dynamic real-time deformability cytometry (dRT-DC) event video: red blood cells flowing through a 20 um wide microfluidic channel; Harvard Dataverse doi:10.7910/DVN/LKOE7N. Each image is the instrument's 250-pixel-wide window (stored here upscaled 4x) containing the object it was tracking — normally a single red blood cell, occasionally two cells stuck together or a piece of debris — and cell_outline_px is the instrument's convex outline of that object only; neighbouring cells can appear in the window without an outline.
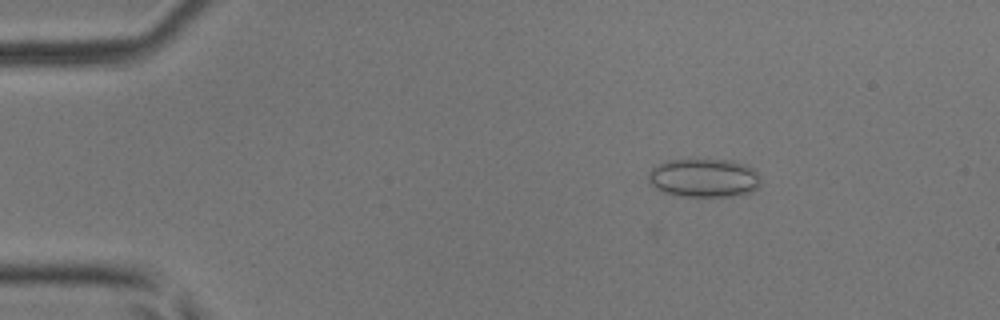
{"species": "common noctule bat (a hibernating species)", "species_latin": "Nyctalus noctula", "temperature_condition": "room temperature", "stored_images_in_passage": 43, "camera_frame_rate_fps": 3000, "um_per_image_px": 0.085, "animal": {"sex": "male", "body_mass_g": 17.9, "forearm_length_mm": 54.2}, "frame": {"image": 1, "passage_image": 1, "time_ms": 0.0, "image_size_px": [1000, 320], "cell_outline_px": [[760, 184], [752, 192], [732, 196], [676, 196], [664, 192], [656, 188], [648, 180], [648, 172], [656, 164], [668, 160], [732, 160], [744, 164], [752, 168], [756, 172], [760, 180]], "centroid_in_image_um": [59.81, 15.12], "position_along_channel_um": 25.2, "area_um2": 25.26}}
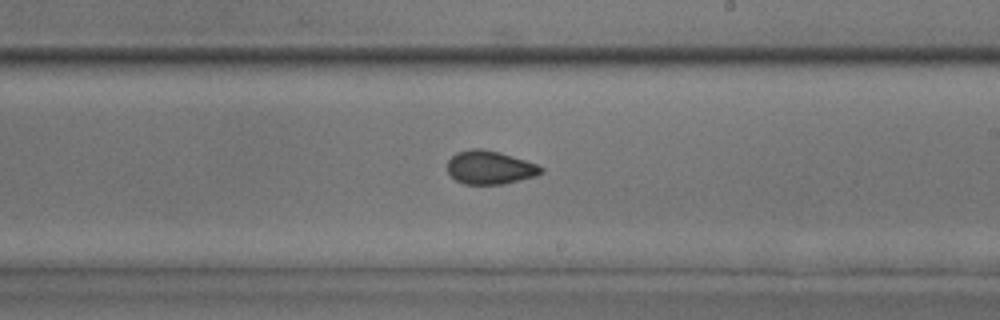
{"frame": {"image": 2, "passage_image": 23, "time_ms": 7.333, "image_size_px": [1000, 320], "cell_outline_px": [[544, 172], [536, 176], [504, 184], [464, 184], [456, 180], [448, 172], [448, 160], [456, 152], [472, 148], [480, 148], [500, 152], [536, 164], [544, 168]], "centroid_in_image_um": [41.64, 14.23], "position_along_channel_um": 247.4, "area_um2": 18.26}}
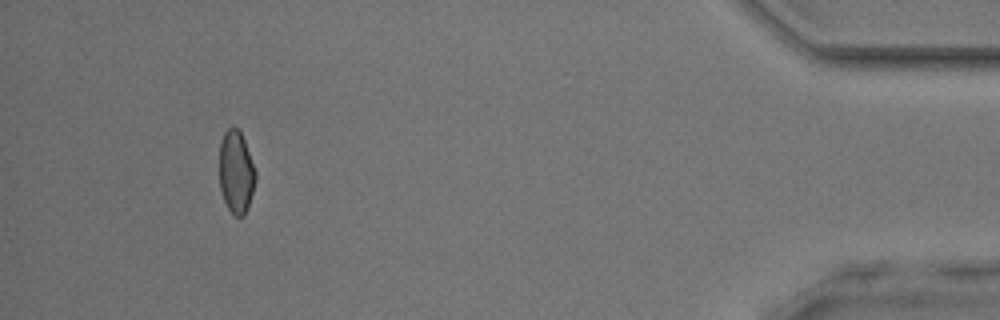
{"frame": {"image": 3, "passage_image": 40, "time_ms": 13.0, "image_size_px": [1000, 320], "cell_outline_px": [[256, 180], [244, 216], [236, 216], [228, 208], [224, 200], [220, 188], [220, 144], [224, 132], [232, 124], [240, 132], [244, 140], [256, 172]], "centroid_in_image_um": [20.06, 14.6], "position_along_channel_um": 415.1, "area_um2": 17.17}, "authors_computed_cell_mechanics": {"area_um2": 18.2648, "velocity_mm_per_s": 4.0888, "shape_relaxation_time_tau1_ms": null, "shape_relaxation_time_tau2_ms": 1.8652, "deformation_change_tau1": null, "deformation_change_tau2": 0.0686}}